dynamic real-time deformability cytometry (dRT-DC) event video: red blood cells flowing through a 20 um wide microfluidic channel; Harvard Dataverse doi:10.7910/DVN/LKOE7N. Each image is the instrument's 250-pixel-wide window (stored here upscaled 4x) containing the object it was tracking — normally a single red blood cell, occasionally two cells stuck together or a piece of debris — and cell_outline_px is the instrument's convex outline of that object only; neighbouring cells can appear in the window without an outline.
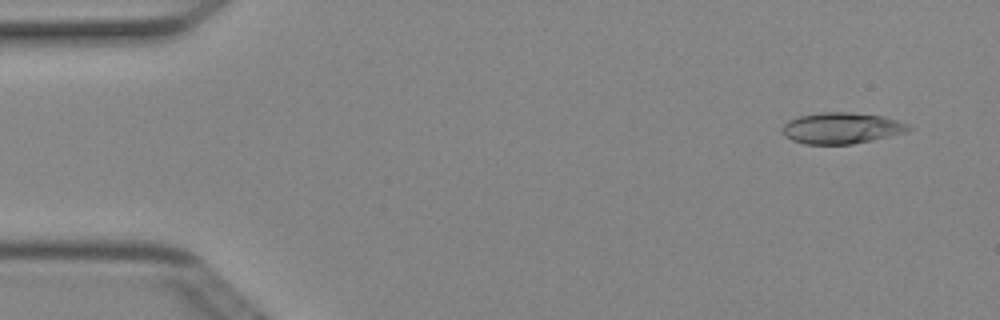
{"species": "Egyptian fruit bat (a non-hibernating species)", "species_latin": "Rousettus aegyptiacus", "temperature_condition": "cold", "stored_images_in_passage": 5, "segment_of_instrument_passage": [2, 2], "camera_frame_rate_fps": 3000, "um_per_image_px": 0.085, "animal": {"sex": "female"}, "frame": {"image": 1, "passage_image": 5, "time_ms": 1.333, "image_size_px": [1000, 320], "cell_outline_px": [[912, 128], [904, 132], [872, 140], [852, 144], [804, 144], [792, 140], [784, 136], [780, 128], [788, 120], [800, 116], [820, 112], [848, 112], [884, 116], [908, 124]], "centroid_in_image_um": [71.48, 10.89], "position_along_channel_um": 13.5, "area_um2": 22.89}}